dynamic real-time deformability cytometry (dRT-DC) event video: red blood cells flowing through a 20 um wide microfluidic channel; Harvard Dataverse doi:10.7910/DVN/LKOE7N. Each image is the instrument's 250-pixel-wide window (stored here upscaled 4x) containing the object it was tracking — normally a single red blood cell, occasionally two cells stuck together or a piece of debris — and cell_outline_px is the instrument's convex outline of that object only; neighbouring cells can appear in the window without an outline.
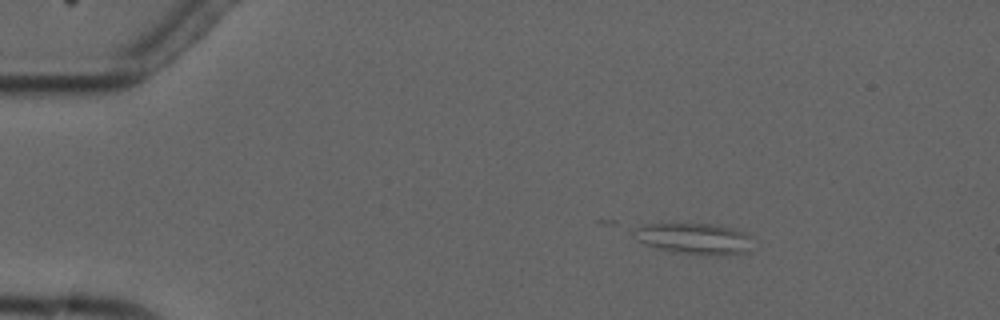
{"species": "common noctule bat (a hibernating species)", "species_latin": "Nyctalus noctula", "temperature_condition": "cold", "stored_images_in_passage": 6, "camera_frame_rate_fps": 3000, "um_per_image_px": 0.085, "animal": {"sex": "male", "forearm_length_mm": 52.5}, "frame": {"image": 1, "passage_image": 3, "time_ms": 2.333, "image_size_px": [1000, 320], "cell_outline_px": [[752, 236], [748, 252], [676, 252], [656, 248], [640, 240], [632, 232], [636, 228], [644, 224], [716, 224], [748, 232]], "centroid_in_image_um": [59.01, 20.22], "position_along_channel_um": 26.0, "area_um2": 20.4}}
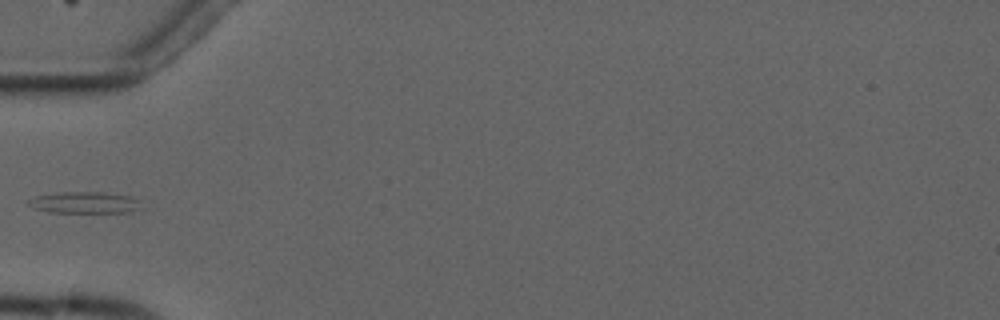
{"frame": {"image": 2, "passage_image": 6, "time_ms": 5.667, "image_size_px": [1000, 320], "cell_outline_px": [[144, 208], [128, 212], [48, 212], [32, 208], [28, 204], [28, 200], [36, 196], [60, 192], [100, 192], [132, 196], [140, 200]], "centroid_in_image_um": [7.24, 17.22], "position_along_channel_um": 77.8, "area_um2": 14.28}}